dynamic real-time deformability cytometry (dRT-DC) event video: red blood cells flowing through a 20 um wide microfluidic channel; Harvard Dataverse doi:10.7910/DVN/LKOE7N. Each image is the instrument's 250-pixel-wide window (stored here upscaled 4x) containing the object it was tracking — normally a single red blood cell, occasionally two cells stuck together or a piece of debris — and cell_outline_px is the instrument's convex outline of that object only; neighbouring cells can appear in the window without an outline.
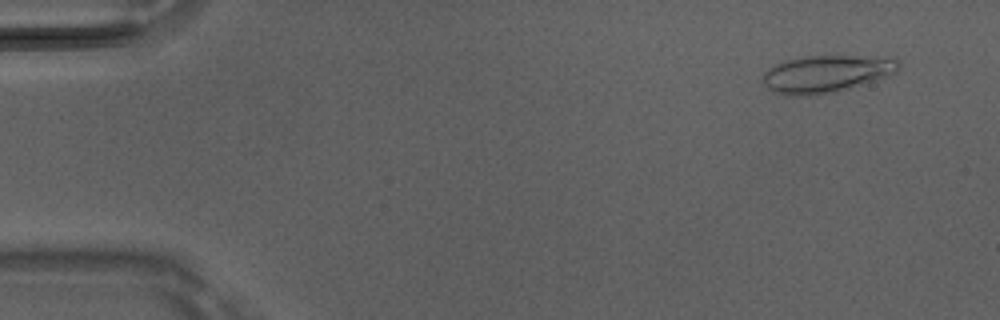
{"species": "Egyptian fruit bat (a non-hibernating species)", "species_latin": "Rousettus aegyptiacus", "temperature_condition": "room temperature", "stored_images_in_passage": 51, "camera_frame_rate_fps": 3000, "um_per_image_px": 0.085, "animal": {"sex": "male"}, "frame": {"image": 1, "passage_image": 4, "time_ms": 1.0, "image_size_px": [1000, 320], "cell_outline_px": [[900, 64], [896, 72], [888, 76], [836, 92], [816, 96], [784, 96], [772, 92], [764, 84], [764, 72], [768, 68], [784, 60], [808, 56], [852, 56], [896, 60]], "centroid_in_image_um": [70.14, 6.31], "position_along_channel_um": 14.9, "area_um2": 29.3}}
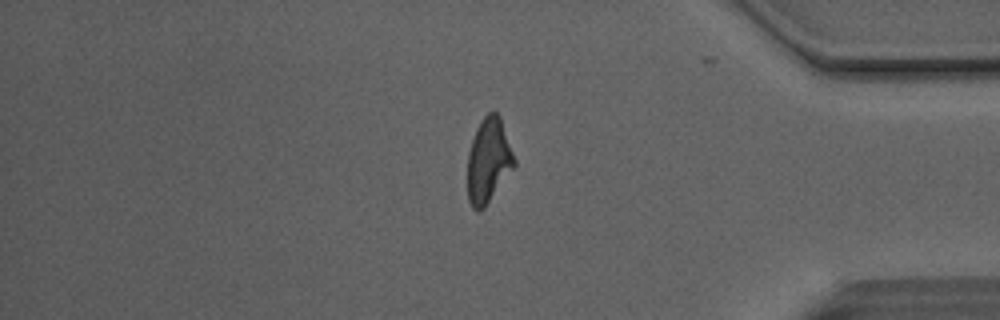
{"frame": {"image": 2, "passage_image": 42, "time_ms": 13.667, "image_size_px": [1000, 320], "cell_outline_px": [[516, 164], [484, 208], [480, 212], [476, 212], [472, 208], [468, 200], [468, 152], [476, 128], [480, 120], [488, 112], [496, 112], [500, 116], [516, 160]], "centroid_in_image_um": [41.51, 13.65], "position_along_channel_um": 393.7, "area_um2": 23.06}}
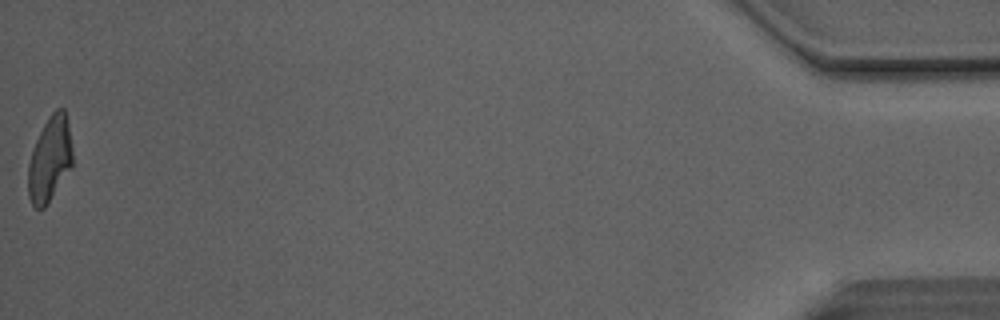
{"frame": {"image": 3, "passage_image": 50, "time_ms": 16.333, "image_size_px": [1000, 320], "cell_outline_px": [[72, 164], [44, 208], [36, 208], [32, 204], [28, 196], [28, 164], [36, 140], [48, 116], [56, 108], [64, 108], [68, 124], [72, 148]], "centroid_in_image_um": [4.22, 13.49], "position_along_channel_um": 431.0, "area_um2": 21.5}}